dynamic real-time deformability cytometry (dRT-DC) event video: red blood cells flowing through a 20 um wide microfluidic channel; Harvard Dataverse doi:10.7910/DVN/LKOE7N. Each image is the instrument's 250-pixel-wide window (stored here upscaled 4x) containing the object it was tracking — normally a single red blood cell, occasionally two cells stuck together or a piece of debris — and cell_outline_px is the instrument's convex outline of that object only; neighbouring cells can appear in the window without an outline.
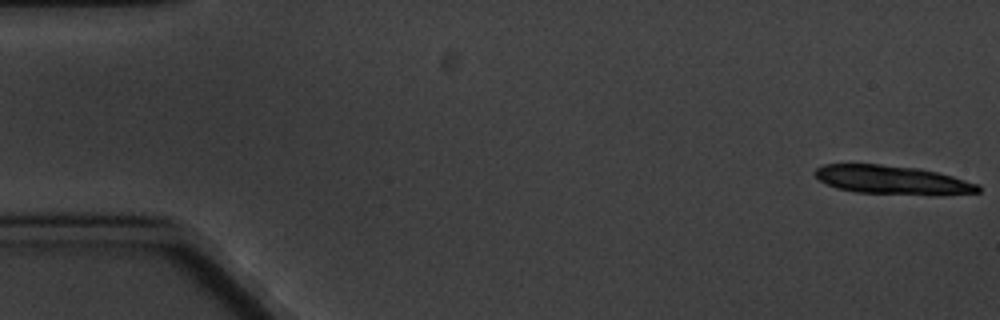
{"species": "common noctule bat (a hibernating species)", "species_latin": "Nyctalus noctula", "temperature_condition": "cold", "stored_images_in_passage": 6, "segment_of_instrument_passage": [1, 2], "camera_frame_rate_fps": 3000, "um_per_image_px": 0.085, "animal": {"sex": "male", "body_mass_g": 20.1, "forearm_length_mm": 53.5}, "frame": {"image": 1, "passage_image": 1, "time_ms": 0.0, "image_size_px": [1000, 320], "cell_outline_px": [[980, 192], [936, 196], [856, 192], [836, 188], [820, 180], [812, 172], [816, 168], [824, 164], [880, 164], [920, 168], [952, 176], [980, 184]], "centroid_in_image_um": [75.89, 15.3], "position_along_channel_um": 9.1, "area_um2": 27.69}}